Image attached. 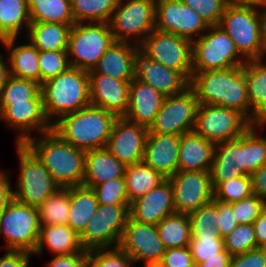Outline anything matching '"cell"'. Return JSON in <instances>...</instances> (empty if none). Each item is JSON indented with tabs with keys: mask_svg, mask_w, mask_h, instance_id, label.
Segmentation results:
<instances>
[{
	"mask_svg": "<svg viewBox=\"0 0 266 267\" xmlns=\"http://www.w3.org/2000/svg\"><path fill=\"white\" fill-rule=\"evenodd\" d=\"M3 234L5 250H22L34 253L40 234L38 210L16 199L0 215V235Z\"/></svg>",
	"mask_w": 266,
	"mask_h": 267,
	"instance_id": "10",
	"label": "cell"
},
{
	"mask_svg": "<svg viewBox=\"0 0 266 267\" xmlns=\"http://www.w3.org/2000/svg\"><path fill=\"white\" fill-rule=\"evenodd\" d=\"M251 125L242 113L234 109L199 104L193 131L216 145L238 138Z\"/></svg>",
	"mask_w": 266,
	"mask_h": 267,
	"instance_id": "12",
	"label": "cell"
},
{
	"mask_svg": "<svg viewBox=\"0 0 266 267\" xmlns=\"http://www.w3.org/2000/svg\"><path fill=\"white\" fill-rule=\"evenodd\" d=\"M126 167L106 147L86 151L82 186L92 188L111 179L124 178Z\"/></svg>",
	"mask_w": 266,
	"mask_h": 267,
	"instance_id": "27",
	"label": "cell"
},
{
	"mask_svg": "<svg viewBox=\"0 0 266 267\" xmlns=\"http://www.w3.org/2000/svg\"><path fill=\"white\" fill-rule=\"evenodd\" d=\"M207 23L182 0H156L155 29L193 42L207 29Z\"/></svg>",
	"mask_w": 266,
	"mask_h": 267,
	"instance_id": "16",
	"label": "cell"
},
{
	"mask_svg": "<svg viewBox=\"0 0 266 267\" xmlns=\"http://www.w3.org/2000/svg\"><path fill=\"white\" fill-rule=\"evenodd\" d=\"M4 61L3 55L0 54V94L1 90L6 84L7 79L10 77L9 64Z\"/></svg>",
	"mask_w": 266,
	"mask_h": 267,
	"instance_id": "60",
	"label": "cell"
},
{
	"mask_svg": "<svg viewBox=\"0 0 266 267\" xmlns=\"http://www.w3.org/2000/svg\"><path fill=\"white\" fill-rule=\"evenodd\" d=\"M133 259L119 246L89 250L88 267H130Z\"/></svg>",
	"mask_w": 266,
	"mask_h": 267,
	"instance_id": "46",
	"label": "cell"
},
{
	"mask_svg": "<svg viewBox=\"0 0 266 267\" xmlns=\"http://www.w3.org/2000/svg\"><path fill=\"white\" fill-rule=\"evenodd\" d=\"M70 208V187L59 188L37 207L40 227L67 224Z\"/></svg>",
	"mask_w": 266,
	"mask_h": 267,
	"instance_id": "39",
	"label": "cell"
},
{
	"mask_svg": "<svg viewBox=\"0 0 266 267\" xmlns=\"http://www.w3.org/2000/svg\"><path fill=\"white\" fill-rule=\"evenodd\" d=\"M224 240V248L231 256L259 248L252 224H239Z\"/></svg>",
	"mask_w": 266,
	"mask_h": 267,
	"instance_id": "44",
	"label": "cell"
},
{
	"mask_svg": "<svg viewBox=\"0 0 266 267\" xmlns=\"http://www.w3.org/2000/svg\"><path fill=\"white\" fill-rule=\"evenodd\" d=\"M117 118L115 114L90 104L61 116L52 124V130L74 147L90 151L106 147Z\"/></svg>",
	"mask_w": 266,
	"mask_h": 267,
	"instance_id": "3",
	"label": "cell"
},
{
	"mask_svg": "<svg viewBox=\"0 0 266 267\" xmlns=\"http://www.w3.org/2000/svg\"><path fill=\"white\" fill-rule=\"evenodd\" d=\"M25 145L43 163L60 188L82 185L86 151L67 143L53 130L41 133L38 139L31 137Z\"/></svg>",
	"mask_w": 266,
	"mask_h": 267,
	"instance_id": "2",
	"label": "cell"
},
{
	"mask_svg": "<svg viewBox=\"0 0 266 267\" xmlns=\"http://www.w3.org/2000/svg\"><path fill=\"white\" fill-rule=\"evenodd\" d=\"M263 16H264V28H265V41H266V9H263Z\"/></svg>",
	"mask_w": 266,
	"mask_h": 267,
	"instance_id": "63",
	"label": "cell"
},
{
	"mask_svg": "<svg viewBox=\"0 0 266 267\" xmlns=\"http://www.w3.org/2000/svg\"><path fill=\"white\" fill-rule=\"evenodd\" d=\"M132 80H118L103 74H89L91 105L124 117L129 105V84Z\"/></svg>",
	"mask_w": 266,
	"mask_h": 267,
	"instance_id": "20",
	"label": "cell"
},
{
	"mask_svg": "<svg viewBox=\"0 0 266 267\" xmlns=\"http://www.w3.org/2000/svg\"><path fill=\"white\" fill-rule=\"evenodd\" d=\"M156 227L166 249L188 247L191 229L187 214L175 212L162 219Z\"/></svg>",
	"mask_w": 266,
	"mask_h": 267,
	"instance_id": "37",
	"label": "cell"
},
{
	"mask_svg": "<svg viewBox=\"0 0 266 267\" xmlns=\"http://www.w3.org/2000/svg\"><path fill=\"white\" fill-rule=\"evenodd\" d=\"M113 42L109 23L79 22L73 24L67 47L70 67L92 70Z\"/></svg>",
	"mask_w": 266,
	"mask_h": 267,
	"instance_id": "6",
	"label": "cell"
},
{
	"mask_svg": "<svg viewBox=\"0 0 266 267\" xmlns=\"http://www.w3.org/2000/svg\"><path fill=\"white\" fill-rule=\"evenodd\" d=\"M124 179L127 201L131 204L153 188L160 185L167 178L141 161L126 167Z\"/></svg>",
	"mask_w": 266,
	"mask_h": 267,
	"instance_id": "34",
	"label": "cell"
},
{
	"mask_svg": "<svg viewBox=\"0 0 266 267\" xmlns=\"http://www.w3.org/2000/svg\"><path fill=\"white\" fill-rule=\"evenodd\" d=\"M99 205H130L124 178L111 179L92 187Z\"/></svg>",
	"mask_w": 266,
	"mask_h": 267,
	"instance_id": "47",
	"label": "cell"
},
{
	"mask_svg": "<svg viewBox=\"0 0 266 267\" xmlns=\"http://www.w3.org/2000/svg\"><path fill=\"white\" fill-rule=\"evenodd\" d=\"M214 200L224 203H234L250 197L252 192L250 175L240 176L225 182H211Z\"/></svg>",
	"mask_w": 266,
	"mask_h": 267,
	"instance_id": "42",
	"label": "cell"
},
{
	"mask_svg": "<svg viewBox=\"0 0 266 267\" xmlns=\"http://www.w3.org/2000/svg\"><path fill=\"white\" fill-rule=\"evenodd\" d=\"M189 86L194 90L199 104L234 109L251 122V108L243 66L193 72Z\"/></svg>",
	"mask_w": 266,
	"mask_h": 267,
	"instance_id": "1",
	"label": "cell"
},
{
	"mask_svg": "<svg viewBox=\"0 0 266 267\" xmlns=\"http://www.w3.org/2000/svg\"><path fill=\"white\" fill-rule=\"evenodd\" d=\"M119 0H71L72 15L75 23H108Z\"/></svg>",
	"mask_w": 266,
	"mask_h": 267,
	"instance_id": "40",
	"label": "cell"
},
{
	"mask_svg": "<svg viewBox=\"0 0 266 267\" xmlns=\"http://www.w3.org/2000/svg\"><path fill=\"white\" fill-rule=\"evenodd\" d=\"M230 253L224 249L220 252V257L207 258L205 261L198 263L197 267H230Z\"/></svg>",
	"mask_w": 266,
	"mask_h": 267,
	"instance_id": "59",
	"label": "cell"
},
{
	"mask_svg": "<svg viewBox=\"0 0 266 267\" xmlns=\"http://www.w3.org/2000/svg\"><path fill=\"white\" fill-rule=\"evenodd\" d=\"M252 225L254 227L257 246L263 248L266 245V208Z\"/></svg>",
	"mask_w": 266,
	"mask_h": 267,
	"instance_id": "58",
	"label": "cell"
},
{
	"mask_svg": "<svg viewBox=\"0 0 266 267\" xmlns=\"http://www.w3.org/2000/svg\"><path fill=\"white\" fill-rule=\"evenodd\" d=\"M30 24L28 0H0V41L17 38L21 28L28 31Z\"/></svg>",
	"mask_w": 266,
	"mask_h": 267,
	"instance_id": "35",
	"label": "cell"
},
{
	"mask_svg": "<svg viewBox=\"0 0 266 267\" xmlns=\"http://www.w3.org/2000/svg\"><path fill=\"white\" fill-rule=\"evenodd\" d=\"M230 2L241 6L255 7L261 10L262 8L266 9V0H230Z\"/></svg>",
	"mask_w": 266,
	"mask_h": 267,
	"instance_id": "61",
	"label": "cell"
},
{
	"mask_svg": "<svg viewBox=\"0 0 266 267\" xmlns=\"http://www.w3.org/2000/svg\"><path fill=\"white\" fill-rule=\"evenodd\" d=\"M188 247L196 265L207 258L220 257L225 249L222 237H191Z\"/></svg>",
	"mask_w": 266,
	"mask_h": 267,
	"instance_id": "49",
	"label": "cell"
},
{
	"mask_svg": "<svg viewBox=\"0 0 266 267\" xmlns=\"http://www.w3.org/2000/svg\"><path fill=\"white\" fill-rule=\"evenodd\" d=\"M264 126H266V120L259 124H252L243 133L244 172L247 175H251L266 164V138L259 136L255 131L256 128H259V131L262 130Z\"/></svg>",
	"mask_w": 266,
	"mask_h": 267,
	"instance_id": "38",
	"label": "cell"
},
{
	"mask_svg": "<svg viewBox=\"0 0 266 267\" xmlns=\"http://www.w3.org/2000/svg\"><path fill=\"white\" fill-rule=\"evenodd\" d=\"M219 26L246 61L262 59L266 55L263 10L230 2Z\"/></svg>",
	"mask_w": 266,
	"mask_h": 267,
	"instance_id": "5",
	"label": "cell"
},
{
	"mask_svg": "<svg viewBox=\"0 0 266 267\" xmlns=\"http://www.w3.org/2000/svg\"><path fill=\"white\" fill-rule=\"evenodd\" d=\"M160 264L162 266L196 265L191 256L189 247L166 249Z\"/></svg>",
	"mask_w": 266,
	"mask_h": 267,
	"instance_id": "53",
	"label": "cell"
},
{
	"mask_svg": "<svg viewBox=\"0 0 266 267\" xmlns=\"http://www.w3.org/2000/svg\"><path fill=\"white\" fill-rule=\"evenodd\" d=\"M135 77L164 96L181 93L190 83L179 71L147 58L141 51L136 58Z\"/></svg>",
	"mask_w": 266,
	"mask_h": 267,
	"instance_id": "22",
	"label": "cell"
},
{
	"mask_svg": "<svg viewBox=\"0 0 266 267\" xmlns=\"http://www.w3.org/2000/svg\"><path fill=\"white\" fill-rule=\"evenodd\" d=\"M0 257V267H29L30 255L33 253L22 250H6Z\"/></svg>",
	"mask_w": 266,
	"mask_h": 267,
	"instance_id": "55",
	"label": "cell"
},
{
	"mask_svg": "<svg viewBox=\"0 0 266 267\" xmlns=\"http://www.w3.org/2000/svg\"><path fill=\"white\" fill-rule=\"evenodd\" d=\"M41 93L45 115L53 124L61 116L91 104L88 71L69 67L65 72L43 82Z\"/></svg>",
	"mask_w": 266,
	"mask_h": 267,
	"instance_id": "4",
	"label": "cell"
},
{
	"mask_svg": "<svg viewBox=\"0 0 266 267\" xmlns=\"http://www.w3.org/2000/svg\"><path fill=\"white\" fill-rule=\"evenodd\" d=\"M99 203L92 188L70 187V208L67 224L80 235L94 216Z\"/></svg>",
	"mask_w": 266,
	"mask_h": 267,
	"instance_id": "33",
	"label": "cell"
},
{
	"mask_svg": "<svg viewBox=\"0 0 266 267\" xmlns=\"http://www.w3.org/2000/svg\"><path fill=\"white\" fill-rule=\"evenodd\" d=\"M230 267H266V250L262 247L230 258Z\"/></svg>",
	"mask_w": 266,
	"mask_h": 267,
	"instance_id": "52",
	"label": "cell"
},
{
	"mask_svg": "<svg viewBox=\"0 0 266 267\" xmlns=\"http://www.w3.org/2000/svg\"><path fill=\"white\" fill-rule=\"evenodd\" d=\"M89 251L68 255H54L47 267H88Z\"/></svg>",
	"mask_w": 266,
	"mask_h": 267,
	"instance_id": "54",
	"label": "cell"
},
{
	"mask_svg": "<svg viewBox=\"0 0 266 267\" xmlns=\"http://www.w3.org/2000/svg\"><path fill=\"white\" fill-rule=\"evenodd\" d=\"M20 166L17 189L13 190L18 202L39 207L60 187L38 157L25 145L16 144Z\"/></svg>",
	"mask_w": 266,
	"mask_h": 267,
	"instance_id": "9",
	"label": "cell"
},
{
	"mask_svg": "<svg viewBox=\"0 0 266 267\" xmlns=\"http://www.w3.org/2000/svg\"><path fill=\"white\" fill-rule=\"evenodd\" d=\"M148 128L118 117L113 124L106 148L126 166L143 159Z\"/></svg>",
	"mask_w": 266,
	"mask_h": 267,
	"instance_id": "18",
	"label": "cell"
},
{
	"mask_svg": "<svg viewBox=\"0 0 266 267\" xmlns=\"http://www.w3.org/2000/svg\"><path fill=\"white\" fill-rule=\"evenodd\" d=\"M252 192L266 201V164L250 175Z\"/></svg>",
	"mask_w": 266,
	"mask_h": 267,
	"instance_id": "57",
	"label": "cell"
},
{
	"mask_svg": "<svg viewBox=\"0 0 266 267\" xmlns=\"http://www.w3.org/2000/svg\"><path fill=\"white\" fill-rule=\"evenodd\" d=\"M149 59L179 71L189 82L192 78V42L176 34L154 29L139 46Z\"/></svg>",
	"mask_w": 266,
	"mask_h": 267,
	"instance_id": "11",
	"label": "cell"
},
{
	"mask_svg": "<svg viewBox=\"0 0 266 267\" xmlns=\"http://www.w3.org/2000/svg\"><path fill=\"white\" fill-rule=\"evenodd\" d=\"M139 51V46L131 42L114 41L88 74H103L118 80H132L135 78Z\"/></svg>",
	"mask_w": 266,
	"mask_h": 267,
	"instance_id": "25",
	"label": "cell"
},
{
	"mask_svg": "<svg viewBox=\"0 0 266 267\" xmlns=\"http://www.w3.org/2000/svg\"><path fill=\"white\" fill-rule=\"evenodd\" d=\"M212 202L216 205V228L220 230L221 236L224 238L239 225L235 211H232V203H224L214 199Z\"/></svg>",
	"mask_w": 266,
	"mask_h": 267,
	"instance_id": "51",
	"label": "cell"
},
{
	"mask_svg": "<svg viewBox=\"0 0 266 267\" xmlns=\"http://www.w3.org/2000/svg\"><path fill=\"white\" fill-rule=\"evenodd\" d=\"M71 28L54 22L31 23L26 37L39 51L67 50Z\"/></svg>",
	"mask_w": 266,
	"mask_h": 267,
	"instance_id": "32",
	"label": "cell"
},
{
	"mask_svg": "<svg viewBox=\"0 0 266 267\" xmlns=\"http://www.w3.org/2000/svg\"><path fill=\"white\" fill-rule=\"evenodd\" d=\"M210 173L211 182H225L247 175L244 172L243 134L215 145Z\"/></svg>",
	"mask_w": 266,
	"mask_h": 267,
	"instance_id": "26",
	"label": "cell"
},
{
	"mask_svg": "<svg viewBox=\"0 0 266 267\" xmlns=\"http://www.w3.org/2000/svg\"><path fill=\"white\" fill-rule=\"evenodd\" d=\"M16 40L17 38H7L0 41L10 52L8 57L10 75L40 84L39 50L31 42L16 46Z\"/></svg>",
	"mask_w": 266,
	"mask_h": 267,
	"instance_id": "31",
	"label": "cell"
},
{
	"mask_svg": "<svg viewBox=\"0 0 266 267\" xmlns=\"http://www.w3.org/2000/svg\"><path fill=\"white\" fill-rule=\"evenodd\" d=\"M8 175L7 172L0 171V215L14 199V192Z\"/></svg>",
	"mask_w": 266,
	"mask_h": 267,
	"instance_id": "56",
	"label": "cell"
},
{
	"mask_svg": "<svg viewBox=\"0 0 266 267\" xmlns=\"http://www.w3.org/2000/svg\"><path fill=\"white\" fill-rule=\"evenodd\" d=\"M187 6L207 23L208 26H219L222 15L230 0H182Z\"/></svg>",
	"mask_w": 266,
	"mask_h": 267,
	"instance_id": "48",
	"label": "cell"
},
{
	"mask_svg": "<svg viewBox=\"0 0 266 267\" xmlns=\"http://www.w3.org/2000/svg\"><path fill=\"white\" fill-rule=\"evenodd\" d=\"M28 10L31 23L75 24L71 0H28Z\"/></svg>",
	"mask_w": 266,
	"mask_h": 267,
	"instance_id": "36",
	"label": "cell"
},
{
	"mask_svg": "<svg viewBox=\"0 0 266 267\" xmlns=\"http://www.w3.org/2000/svg\"><path fill=\"white\" fill-rule=\"evenodd\" d=\"M0 119L20 133L16 144H25L32 137L31 131L38 130L41 134L52 130V124L44 112L43 100H27L10 106H0Z\"/></svg>",
	"mask_w": 266,
	"mask_h": 267,
	"instance_id": "19",
	"label": "cell"
},
{
	"mask_svg": "<svg viewBox=\"0 0 266 267\" xmlns=\"http://www.w3.org/2000/svg\"><path fill=\"white\" fill-rule=\"evenodd\" d=\"M119 247L134 261L160 263L166 248L159 237L156 225L127 219Z\"/></svg>",
	"mask_w": 266,
	"mask_h": 267,
	"instance_id": "17",
	"label": "cell"
},
{
	"mask_svg": "<svg viewBox=\"0 0 266 267\" xmlns=\"http://www.w3.org/2000/svg\"><path fill=\"white\" fill-rule=\"evenodd\" d=\"M27 100H43L41 84L10 75L1 90L0 106H10L13 103L27 102Z\"/></svg>",
	"mask_w": 266,
	"mask_h": 267,
	"instance_id": "41",
	"label": "cell"
},
{
	"mask_svg": "<svg viewBox=\"0 0 266 267\" xmlns=\"http://www.w3.org/2000/svg\"><path fill=\"white\" fill-rule=\"evenodd\" d=\"M167 179L176 213L189 215L214 199L210 171H177Z\"/></svg>",
	"mask_w": 266,
	"mask_h": 267,
	"instance_id": "15",
	"label": "cell"
},
{
	"mask_svg": "<svg viewBox=\"0 0 266 267\" xmlns=\"http://www.w3.org/2000/svg\"><path fill=\"white\" fill-rule=\"evenodd\" d=\"M247 61L220 26L208 29L192 42L193 72L213 71L243 66Z\"/></svg>",
	"mask_w": 266,
	"mask_h": 267,
	"instance_id": "7",
	"label": "cell"
},
{
	"mask_svg": "<svg viewBox=\"0 0 266 267\" xmlns=\"http://www.w3.org/2000/svg\"><path fill=\"white\" fill-rule=\"evenodd\" d=\"M129 206L99 205L94 216L79 235L82 247L89 251L119 246L129 218Z\"/></svg>",
	"mask_w": 266,
	"mask_h": 267,
	"instance_id": "13",
	"label": "cell"
},
{
	"mask_svg": "<svg viewBox=\"0 0 266 267\" xmlns=\"http://www.w3.org/2000/svg\"><path fill=\"white\" fill-rule=\"evenodd\" d=\"M266 208V201L254 194L232 203V211L238 224H252Z\"/></svg>",
	"mask_w": 266,
	"mask_h": 267,
	"instance_id": "50",
	"label": "cell"
},
{
	"mask_svg": "<svg viewBox=\"0 0 266 267\" xmlns=\"http://www.w3.org/2000/svg\"><path fill=\"white\" fill-rule=\"evenodd\" d=\"M155 13L156 0H119L108 22L114 41L130 43L132 40L140 46L155 29Z\"/></svg>",
	"mask_w": 266,
	"mask_h": 267,
	"instance_id": "8",
	"label": "cell"
},
{
	"mask_svg": "<svg viewBox=\"0 0 266 267\" xmlns=\"http://www.w3.org/2000/svg\"><path fill=\"white\" fill-rule=\"evenodd\" d=\"M263 60H250L243 65L252 124L266 120V63Z\"/></svg>",
	"mask_w": 266,
	"mask_h": 267,
	"instance_id": "30",
	"label": "cell"
},
{
	"mask_svg": "<svg viewBox=\"0 0 266 267\" xmlns=\"http://www.w3.org/2000/svg\"><path fill=\"white\" fill-rule=\"evenodd\" d=\"M173 213H175L173 190L168 179L129 206V217L145 224L157 225L162 219Z\"/></svg>",
	"mask_w": 266,
	"mask_h": 267,
	"instance_id": "21",
	"label": "cell"
},
{
	"mask_svg": "<svg viewBox=\"0 0 266 267\" xmlns=\"http://www.w3.org/2000/svg\"><path fill=\"white\" fill-rule=\"evenodd\" d=\"M44 245L53 255L82 253L80 236L68 225H45L40 227L38 244L33 254H42Z\"/></svg>",
	"mask_w": 266,
	"mask_h": 267,
	"instance_id": "29",
	"label": "cell"
},
{
	"mask_svg": "<svg viewBox=\"0 0 266 267\" xmlns=\"http://www.w3.org/2000/svg\"><path fill=\"white\" fill-rule=\"evenodd\" d=\"M40 84L65 72L69 67L67 50L39 51Z\"/></svg>",
	"mask_w": 266,
	"mask_h": 267,
	"instance_id": "45",
	"label": "cell"
},
{
	"mask_svg": "<svg viewBox=\"0 0 266 267\" xmlns=\"http://www.w3.org/2000/svg\"><path fill=\"white\" fill-rule=\"evenodd\" d=\"M215 144L194 131L181 135L178 171H210Z\"/></svg>",
	"mask_w": 266,
	"mask_h": 267,
	"instance_id": "28",
	"label": "cell"
},
{
	"mask_svg": "<svg viewBox=\"0 0 266 267\" xmlns=\"http://www.w3.org/2000/svg\"><path fill=\"white\" fill-rule=\"evenodd\" d=\"M165 97L149 84L133 78L129 84V105L124 118L149 128Z\"/></svg>",
	"mask_w": 266,
	"mask_h": 267,
	"instance_id": "24",
	"label": "cell"
},
{
	"mask_svg": "<svg viewBox=\"0 0 266 267\" xmlns=\"http://www.w3.org/2000/svg\"><path fill=\"white\" fill-rule=\"evenodd\" d=\"M199 102L189 86L183 92L166 96L149 133L182 135L194 130Z\"/></svg>",
	"mask_w": 266,
	"mask_h": 267,
	"instance_id": "14",
	"label": "cell"
},
{
	"mask_svg": "<svg viewBox=\"0 0 266 267\" xmlns=\"http://www.w3.org/2000/svg\"><path fill=\"white\" fill-rule=\"evenodd\" d=\"M144 267H162L160 263H145Z\"/></svg>",
	"mask_w": 266,
	"mask_h": 267,
	"instance_id": "62",
	"label": "cell"
},
{
	"mask_svg": "<svg viewBox=\"0 0 266 267\" xmlns=\"http://www.w3.org/2000/svg\"><path fill=\"white\" fill-rule=\"evenodd\" d=\"M162 267H197V265H186V266H162Z\"/></svg>",
	"mask_w": 266,
	"mask_h": 267,
	"instance_id": "64",
	"label": "cell"
},
{
	"mask_svg": "<svg viewBox=\"0 0 266 267\" xmlns=\"http://www.w3.org/2000/svg\"><path fill=\"white\" fill-rule=\"evenodd\" d=\"M181 135L148 133L142 161L165 178L178 171Z\"/></svg>",
	"mask_w": 266,
	"mask_h": 267,
	"instance_id": "23",
	"label": "cell"
},
{
	"mask_svg": "<svg viewBox=\"0 0 266 267\" xmlns=\"http://www.w3.org/2000/svg\"><path fill=\"white\" fill-rule=\"evenodd\" d=\"M191 237H222L216 228V205L210 202L188 215Z\"/></svg>",
	"mask_w": 266,
	"mask_h": 267,
	"instance_id": "43",
	"label": "cell"
}]
</instances>
